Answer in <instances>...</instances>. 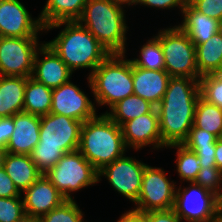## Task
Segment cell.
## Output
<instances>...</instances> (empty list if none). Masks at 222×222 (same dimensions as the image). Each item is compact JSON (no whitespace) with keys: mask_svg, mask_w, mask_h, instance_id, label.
Here are the masks:
<instances>
[{"mask_svg":"<svg viewBox=\"0 0 222 222\" xmlns=\"http://www.w3.org/2000/svg\"><path fill=\"white\" fill-rule=\"evenodd\" d=\"M199 79L170 78L165 95L156 106L163 148L182 144L187 139L193 126L195 106L200 97Z\"/></svg>","mask_w":222,"mask_h":222,"instance_id":"6da1fadb","label":"cell"},{"mask_svg":"<svg viewBox=\"0 0 222 222\" xmlns=\"http://www.w3.org/2000/svg\"><path fill=\"white\" fill-rule=\"evenodd\" d=\"M64 28L55 39L45 42L74 73L77 69L89 68L90 76L96 67L111 53L78 21H61L44 27Z\"/></svg>","mask_w":222,"mask_h":222,"instance_id":"7a4b0ae2","label":"cell"},{"mask_svg":"<svg viewBox=\"0 0 222 222\" xmlns=\"http://www.w3.org/2000/svg\"><path fill=\"white\" fill-rule=\"evenodd\" d=\"M82 122L49 113L40 116L39 142L30 157L45 174L64 154L78 150Z\"/></svg>","mask_w":222,"mask_h":222,"instance_id":"3957f363","label":"cell"},{"mask_svg":"<svg viewBox=\"0 0 222 222\" xmlns=\"http://www.w3.org/2000/svg\"><path fill=\"white\" fill-rule=\"evenodd\" d=\"M125 11L116 0H88L77 21L111 54H125L129 29Z\"/></svg>","mask_w":222,"mask_h":222,"instance_id":"277c9868","label":"cell"},{"mask_svg":"<svg viewBox=\"0 0 222 222\" xmlns=\"http://www.w3.org/2000/svg\"><path fill=\"white\" fill-rule=\"evenodd\" d=\"M78 151L100 171L127 151L121 127L105 113L83 122Z\"/></svg>","mask_w":222,"mask_h":222,"instance_id":"5b68a950","label":"cell"},{"mask_svg":"<svg viewBox=\"0 0 222 222\" xmlns=\"http://www.w3.org/2000/svg\"><path fill=\"white\" fill-rule=\"evenodd\" d=\"M125 54H110L87 77L94 101L109 109L133 94V65Z\"/></svg>","mask_w":222,"mask_h":222,"instance_id":"8992f818","label":"cell"},{"mask_svg":"<svg viewBox=\"0 0 222 222\" xmlns=\"http://www.w3.org/2000/svg\"><path fill=\"white\" fill-rule=\"evenodd\" d=\"M155 37L160 41L165 70L171 77H201L196 64V46L178 25L160 29Z\"/></svg>","mask_w":222,"mask_h":222,"instance_id":"52a82bcc","label":"cell"},{"mask_svg":"<svg viewBox=\"0 0 222 222\" xmlns=\"http://www.w3.org/2000/svg\"><path fill=\"white\" fill-rule=\"evenodd\" d=\"M44 175L67 200L71 192L98 183V171L78 150L64 154Z\"/></svg>","mask_w":222,"mask_h":222,"instance_id":"ba28073f","label":"cell"},{"mask_svg":"<svg viewBox=\"0 0 222 222\" xmlns=\"http://www.w3.org/2000/svg\"><path fill=\"white\" fill-rule=\"evenodd\" d=\"M176 187L173 210L185 222H214L222 200L195 182L188 187Z\"/></svg>","mask_w":222,"mask_h":222,"instance_id":"9c48e42d","label":"cell"},{"mask_svg":"<svg viewBox=\"0 0 222 222\" xmlns=\"http://www.w3.org/2000/svg\"><path fill=\"white\" fill-rule=\"evenodd\" d=\"M39 37H0V76L31 77Z\"/></svg>","mask_w":222,"mask_h":222,"instance_id":"30bf717a","label":"cell"},{"mask_svg":"<svg viewBox=\"0 0 222 222\" xmlns=\"http://www.w3.org/2000/svg\"><path fill=\"white\" fill-rule=\"evenodd\" d=\"M163 170L150 165L145 167L141 191L134 210L146 213L173 208L177 185L167 178Z\"/></svg>","mask_w":222,"mask_h":222,"instance_id":"8fae6325","label":"cell"},{"mask_svg":"<svg viewBox=\"0 0 222 222\" xmlns=\"http://www.w3.org/2000/svg\"><path fill=\"white\" fill-rule=\"evenodd\" d=\"M147 165L141 160L124 154L98 171V182L101 181L102 176L107 178L115 191L135 204L141 191L144 169Z\"/></svg>","mask_w":222,"mask_h":222,"instance_id":"7c38bea8","label":"cell"},{"mask_svg":"<svg viewBox=\"0 0 222 222\" xmlns=\"http://www.w3.org/2000/svg\"><path fill=\"white\" fill-rule=\"evenodd\" d=\"M81 90L71 80L54 88L50 113L61 114L82 123L94 118L97 115L95 103Z\"/></svg>","mask_w":222,"mask_h":222,"instance_id":"4fadbf2b","label":"cell"},{"mask_svg":"<svg viewBox=\"0 0 222 222\" xmlns=\"http://www.w3.org/2000/svg\"><path fill=\"white\" fill-rule=\"evenodd\" d=\"M43 30L20 0H0V37H38Z\"/></svg>","mask_w":222,"mask_h":222,"instance_id":"5bb4252c","label":"cell"},{"mask_svg":"<svg viewBox=\"0 0 222 222\" xmlns=\"http://www.w3.org/2000/svg\"><path fill=\"white\" fill-rule=\"evenodd\" d=\"M121 129L127 149L132 148L137 151L148 145V147L152 145L154 150L163 148L156 107L150 113L125 122Z\"/></svg>","mask_w":222,"mask_h":222,"instance_id":"9a60e30c","label":"cell"},{"mask_svg":"<svg viewBox=\"0 0 222 222\" xmlns=\"http://www.w3.org/2000/svg\"><path fill=\"white\" fill-rule=\"evenodd\" d=\"M21 194L26 217L37 219L67 200L44 174Z\"/></svg>","mask_w":222,"mask_h":222,"instance_id":"2e32d148","label":"cell"},{"mask_svg":"<svg viewBox=\"0 0 222 222\" xmlns=\"http://www.w3.org/2000/svg\"><path fill=\"white\" fill-rule=\"evenodd\" d=\"M72 74L68 66L44 41L36 52L31 77L46 87L54 89L68 82Z\"/></svg>","mask_w":222,"mask_h":222,"instance_id":"e0dca14e","label":"cell"},{"mask_svg":"<svg viewBox=\"0 0 222 222\" xmlns=\"http://www.w3.org/2000/svg\"><path fill=\"white\" fill-rule=\"evenodd\" d=\"M40 116L25 112L14 115V131L5 152L30 155L39 142Z\"/></svg>","mask_w":222,"mask_h":222,"instance_id":"ac0fdd59","label":"cell"},{"mask_svg":"<svg viewBox=\"0 0 222 222\" xmlns=\"http://www.w3.org/2000/svg\"><path fill=\"white\" fill-rule=\"evenodd\" d=\"M170 78L166 70H147L133 66V94L156 107L165 95Z\"/></svg>","mask_w":222,"mask_h":222,"instance_id":"d6986e66","label":"cell"},{"mask_svg":"<svg viewBox=\"0 0 222 222\" xmlns=\"http://www.w3.org/2000/svg\"><path fill=\"white\" fill-rule=\"evenodd\" d=\"M2 166L21 193L43 174L26 154L4 152Z\"/></svg>","mask_w":222,"mask_h":222,"instance_id":"ffe728a7","label":"cell"},{"mask_svg":"<svg viewBox=\"0 0 222 222\" xmlns=\"http://www.w3.org/2000/svg\"><path fill=\"white\" fill-rule=\"evenodd\" d=\"M181 14L183 20L178 26L195 46L208 41L218 32L219 21L196 11L188 2Z\"/></svg>","mask_w":222,"mask_h":222,"instance_id":"44dd1931","label":"cell"},{"mask_svg":"<svg viewBox=\"0 0 222 222\" xmlns=\"http://www.w3.org/2000/svg\"><path fill=\"white\" fill-rule=\"evenodd\" d=\"M29 77L0 76V118L23 112L24 93Z\"/></svg>","mask_w":222,"mask_h":222,"instance_id":"7402d4cb","label":"cell"},{"mask_svg":"<svg viewBox=\"0 0 222 222\" xmlns=\"http://www.w3.org/2000/svg\"><path fill=\"white\" fill-rule=\"evenodd\" d=\"M88 0H47L39 18L43 27L61 21H77Z\"/></svg>","mask_w":222,"mask_h":222,"instance_id":"603a6c76","label":"cell"},{"mask_svg":"<svg viewBox=\"0 0 222 222\" xmlns=\"http://www.w3.org/2000/svg\"><path fill=\"white\" fill-rule=\"evenodd\" d=\"M196 64L200 76L222 71V36L218 32L196 45Z\"/></svg>","mask_w":222,"mask_h":222,"instance_id":"cb8c5ba5","label":"cell"},{"mask_svg":"<svg viewBox=\"0 0 222 222\" xmlns=\"http://www.w3.org/2000/svg\"><path fill=\"white\" fill-rule=\"evenodd\" d=\"M52 90L29 77L25 86L23 112L43 116L50 113Z\"/></svg>","mask_w":222,"mask_h":222,"instance_id":"d4e9b609","label":"cell"},{"mask_svg":"<svg viewBox=\"0 0 222 222\" xmlns=\"http://www.w3.org/2000/svg\"><path fill=\"white\" fill-rule=\"evenodd\" d=\"M154 108L149 101L132 94L117 102L105 114L121 127L125 122L150 113Z\"/></svg>","mask_w":222,"mask_h":222,"instance_id":"484cf974","label":"cell"},{"mask_svg":"<svg viewBox=\"0 0 222 222\" xmlns=\"http://www.w3.org/2000/svg\"><path fill=\"white\" fill-rule=\"evenodd\" d=\"M222 138V108L207 102L201 96L195 106L193 126Z\"/></svg>","mask_w":222,"mask_h":222,"instance_id":"4316f807","label":"cell"},{"mask_svg":"<svg viewBox=\"0 0 222 222\" xmlns=\"http://www.w3.org/2000/svg\"><path fill=\"white\" fill-rule=\"evenodd\" d=\"M169 149H177L176 155V170L181 181L188 183L195 182L199 170L202 168L200 165V159L197 154L190 151L182 144H173L166 146Z\"/></svg>","mask_w":222,"mask_h":222,"instance_id":"83f0119b","label":"cell"},{"mask_svg":"<svg viewBox=\"0 0 222 222\" xmlns=\"http://www.w3.org/2000/svg\"><path fill=\"white\" fill-rule=\"evenodd\" d=\"M140 49L139 57L130 59L133 66L147 70H165L163 49L155 36L148 39Z\"/></svg>","mask_w":222,"mask_h":222,"instance_id":"f1b7e54d","label":"cell"},{"mask_svg":"<svg viewBox=\"0 0 222 222\" xmlns=\"http://www.w3.org/2000/svg\"><path fill=\"white\" fill-rule=\"evenodd\" d=\"M82 209L78 207L76 201L66 200L58 207L51 210L46 215L39 218L40 222H83L85 220Z\"/></svg>","mask_w":222,"mask_h":222,"instance_id":"f546056e","label":"cell"},{"mask_svg":"<svg viewBox=\"0 0 222 222\" xmlns=\"http://www.w3.org/2000/svg\"><path fill=\"white\" fill-rule=\"evenodd\" d=\"M199 89L204 100L222 108V71L201 76Z\"/></svg>","mask_w":222,"mask_h":222,"instance_id":"4dcf8cb0","label":"cell"},{"mask_svg":"<svg viewBox=\"0 0 222 222\" xmlns=\"http://www.w3.org/2000/svg\"><path fill=\"white\" fill-rule=\"evenodd\" d=\"M195 183L214 193L222 200V171L216 166L202 167Z\"/></svg>","mask_w":222,"mask_h":222,"instance_id":"1f68e13d","label":"cell"},{"mask_svg":"<svg viewBox=\"0 0 222 222\" xmlns=\"http://www.w3.org/2000/svg\"><path fill=\"white\" fill-rule=\"evenodd\" d=\"M25 217L22 196L0 197V222H20Z\"/></svg>","mask_w":222,"mask_h":222,"instance_id":"d6a6232c","label":"cell"},{"mask_svg":"<svg viewBox=\"0 0 222 222\" xmlns=\"http://www.w3.org/2000/svg\"><path fill=\"white\" fill-rule=\"evenodd\" d=\"M218 138L197 127H192L189 130L187 139L182 143L185 147H215Z\"/></svg>","mask_w":222,"mask_h":222,"instance_id":"836d02e7","label":"cell"},{"mask_svg":"<svg viewBox=\"0 0 222 222\" xmlns=\"http://www.w3.org/2000/svg\"><path fill=\"white\" fill-rule=\"evenodd\" d=\"M196 11L218 21L222 20V0H188Z\"/></svg>","mask_w":222,"mask_h":222,"instance_id":"e575fe53","label":"cell"},{"mask_svg":"<svg viewBox=\"0 0 222 222\" xmlns=\"http://www.w3.org/2000/svg\"><path fill=\"white\" fill-rule=\"evenodd\" d=\"M16 196H22L21 192L17 189L13 180L8 176L5 168L0 166V197L11 198Z\"/></svg>","mask_w":222,"mask_h":222,"instance_id":"d590c367","label":"cell"},{"mask_svg":"<svg viewBox=\"0 0 222 222\" xmlns=\"http://www.w3.org/2000/svg\"><path fill=\"white\" fill-rule=\"evenodd\" d=\"M186 3L187 0H141L139 5L166 10L178 7V9L183 12Z\"/></svg>","mask_w":222,"mask_h":222,"instance_id":"8d00e7d4","label":"cell"},{"mask_svg":"<svg viewBox=\"0 0 222 222\" xmlns=\"http://www.w3.org/2000/svg\"><path fill=\"white\" fill-rule=\"evenodd\" d=\"M197 154L202 167L216 166L215 147H186Z\"/></svg>","mask_w":222,"mask_h":222,"instance_id":"74e56055","label":"cell"},{"mask_svg":"<svg viewBox=\"0 0 222 222\" xmlns=\"http://www.w3.org/2000/svg\"><path fill=\"white\" fill-rule=\"evenodd\" d=\"M14 131V116L0 118V149H6L7 143Z\"/></svg>","mask_w":222,"mask_h":222,"instance_id":"f35d334b","label":"cell"},{"mask_svg":"<svg viewBox=\"0 0 222 222\" xmlns=\"http://www.w3.org/2000/svg\"><path fill=\"white\" fill-rule=\"evenodd\" d=\"M148 222H182L173 209L147 212Z\"/></svg>","mask_w":222,"mask_h":222,"instance_id":"ab89813d","label":"cell"},{"mask_svg":"<svg viewBox=\"0 0 222 222\" xmlns=\"http://www.w3.org/2000/svg\"><path fill=\"white\" fill-rule=\"evenodd\" d=\"M118 222H148L147 212H139L134 209L127 211L120 216Z\"/></svg>","mask_w":222,"mask_h":222,"instance_id":"60d3db41","label":"cell"},{"mask_svg":"<svg viewBox=\"0 0 222 222\" xmlns=\"http://www.w3.org/2000/svg\"><path fill=\"white\" fill-rule=\"evenodd\" d=\"M216 167L222 171V138H218L215 143Z\"/></svg>","mask_w":222,"mask_h":222,"instance_id":"b9f144b4","label":"cell"},{"mask_svg":"<svg viewBox=\"0 0 222 222\" xmlns=\"http://www.w3.org/2000/svg\"><path fill=\"white\" fill-rule=\"evenodd\" d=\"M119 4H121L123 7L126 6V4L128 5V7L131 5H138L140 3L141 0H116Z\"/></svg>","mask_w":222,"mask_h":222,"instance_id":"7bdbcfd3","label":"cell"},{"mask_svg":"<svg viewBox=\"0 0 222 222\" xmlns=\"http://www.w3.org/2000/svg\"><path fill=\"white\" fill-rule=\"evenodd\" d=\"M20 222H40L39 219L37 218H31V217H25L22 221Z\"/></svg>","mask_w":222,"mask_h":222,"instance_id":"ee69618b","label":"cell"},{"mask_svg":"<svg viewBox=\"0 0 222 222\" xmlns=\"http://www.w3.org/2000/svg\"><path fill=\"white\" fill-rule=\"evenodd\" d=\"M214 222H222V206H221L218 216L216 217Z\"/></svg>","mask_w":222,"mask_h":222,"instance_id":"f6af8a7d","label":"cell"},{"mask_svg":"<svg viewBox=\"0 0 222 222\" xmlns=\"http://www.w3.org/2000/svg\"><path fill=\"white\" fill-rule=\"evenodd\" d=\"M218 33L222 36V20L218 23Z\"/></svg>","mask_w":222,"mask_h":222,"instance_id":"bcb514c9","label":"cell"},{"mask_svg":"<svg viewBox=\"0 0 222 222\" xmlns=\"http://www.w3.org/2000/svg\"><path fill=\"white\" fill-rule=\"evenodd\" d=\"M4 150L0 149V166L2 165V158H3V155H4Z\"/></svg>","mask_w":222,"mask_h":222,"instance_id":"7dc6e473","label":"cell"}]
</instances>
